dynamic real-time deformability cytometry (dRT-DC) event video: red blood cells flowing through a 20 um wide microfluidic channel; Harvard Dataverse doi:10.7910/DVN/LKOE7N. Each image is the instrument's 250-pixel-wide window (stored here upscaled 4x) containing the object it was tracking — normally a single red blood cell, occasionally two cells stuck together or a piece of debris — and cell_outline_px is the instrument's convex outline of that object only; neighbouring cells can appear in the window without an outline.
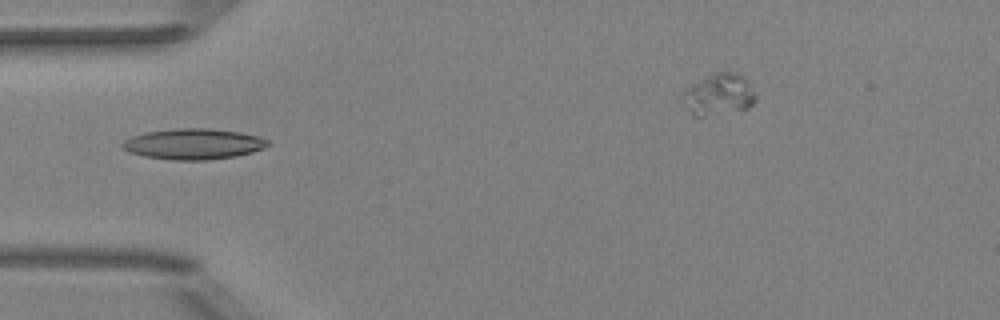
{"species": "Egyptian fruit bat (a non-hibernating species)", "species_latin": "Rousettus aegyptiacus", "temperature_condition": "room temperature", "stored_images_in_passage": 8, "camera_frame_rate_fps": 3000, "um_per_image_px": 0.085, "animal": {"sex": "female"}, "frame": {"image": 1, "passage_image": 5, "time_ms": 5.333, "image_size_px": [1000, 320], "cell_outline_px": [[272, 144], [264, 148], [252, 152], [236, 156], [208, 160], [172, 160], [144, 156], [128, 152], [120, 144], [124, 140], [132, 136], [148, 132], [176, 128], [208, 128], [240, 132], [260, 136], [268, 140]], "centroid_in_image_um": [16.47, 12.24], "position_along_channel_um": 68.5, "area_um2": 26.18}}
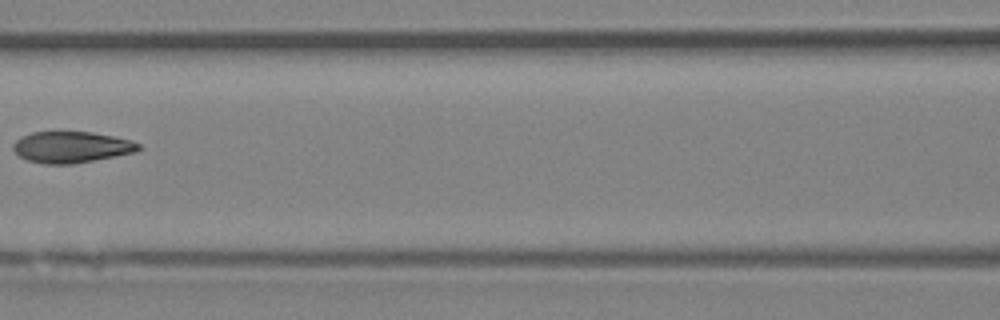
{"frame": {"image": 2, "passage_image": 7, "time_ms": 7.667, "image_size_px": [1000, 320], "cell_outline_px": [[140, 148], [136, 152], [116, 156], [72, 164], [44, 164], [28, 160], [20, 156], [12, 148], [12, 144], [20, 136], [32, 132], [56, 128], [92, 132], [112, 136], [128, 140], [140, 144]], "centroid_in_image_um": [6.0, 12.45], "position_along_channel_um": 160.6, "area_um2": 23.58}}
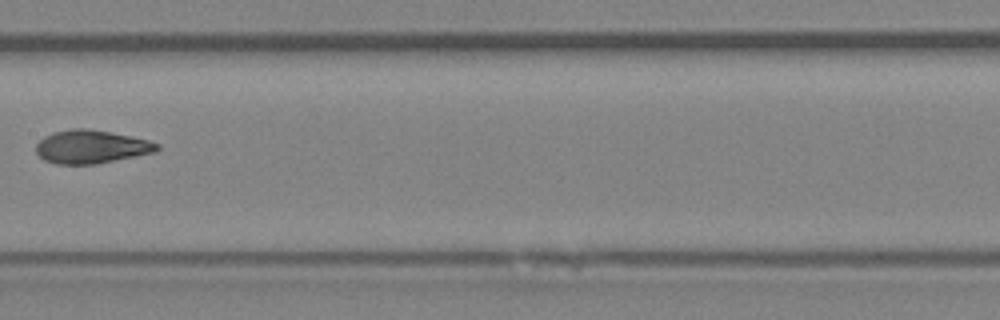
{"frame": {"image": 3, "passage_image": 8, "time_ms": 8.667, "image_size_px": [1000, 320], "cell_outline_px": [[160, 148], [156, 152], [96, 164], [56, 164], [44, 160], [36, 152], [36, 144], [44, 136], [52, 132], [72, 128], [88, 128], [148, 140], [160, 144]], "centroid_in_image_um": [7.73, 12.47], "position_along_channel_um": 199.7, "area_um2": 23.47}}